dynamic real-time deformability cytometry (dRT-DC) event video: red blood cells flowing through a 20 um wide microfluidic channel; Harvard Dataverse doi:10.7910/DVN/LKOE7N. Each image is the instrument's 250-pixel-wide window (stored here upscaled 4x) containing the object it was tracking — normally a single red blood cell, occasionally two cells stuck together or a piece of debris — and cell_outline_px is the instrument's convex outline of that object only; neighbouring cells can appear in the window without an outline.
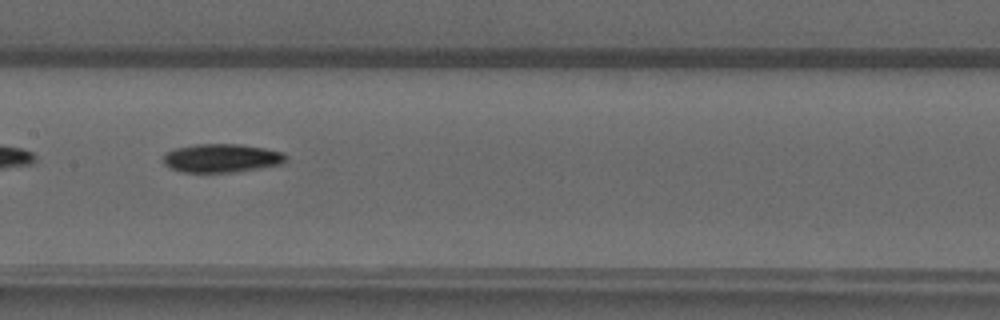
{"species": "common noctule bat (a hibernating species)", "species_latin": "Nyctalus noctula", "temperature_condition": "warm", "stored_images_in_passage": 29, "camera_frame_rate_fps": 3000, "um_per_image_px": 0.085, "animal": {"sex": "male", "forearm_length_mm": 52.5}, "frame": {"image": 1, "passage_image": 17, "time_ms": 5.333, "image_size_px": [1000, 320], "cell_outline_px": [[288, 160], [284, 164], [232, 172], [180, 172], [168, 168], [164, 164], [164, 152], [176, 148], [196, 144], [240, 144], [264, 148], [284, 152], [288, 156]], "centroid_in_image_um": [18.85, 13.44], "position_along_channel_um": 188.5, "area_um2": 20.63}}